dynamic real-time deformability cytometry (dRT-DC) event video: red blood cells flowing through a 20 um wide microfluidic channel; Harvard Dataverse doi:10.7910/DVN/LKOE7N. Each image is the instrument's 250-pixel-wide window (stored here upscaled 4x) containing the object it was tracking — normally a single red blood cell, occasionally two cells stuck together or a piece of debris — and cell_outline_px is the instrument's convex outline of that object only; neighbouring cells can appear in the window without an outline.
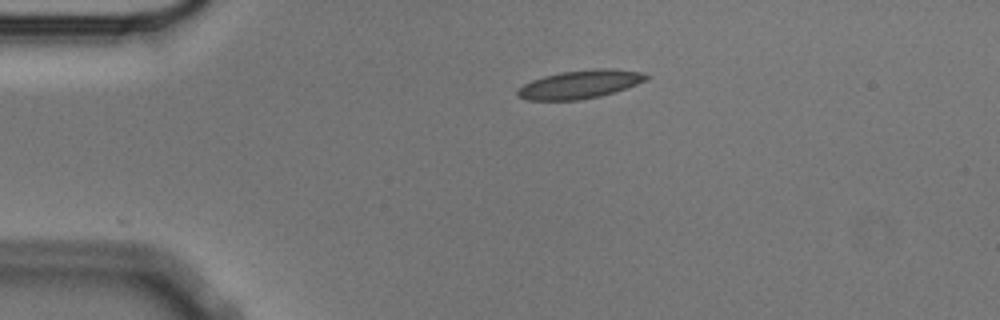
{"species": "Egyptian fruit bat (a non-hibernating species)", "species_latin": "Rousettus aegyptiacus", "temperature_condition": "cold", "stored_images_in_passage": 7, "camera_frame_rate_fps": 3000, "um_per_image_px": 0.085, "animal": {"sex": "male"}, "frame": {"image": 1, "passage_image": 1, "time_ms": 0.0, "image_size_px": [1000, 320], "cell_outline_px": [[648, 76], [644, 80], [636, 84], [600, 96], [576, 100], [528, 100], [516, 96], [516, 92], [524, 84], [532, 80], [544, 76], [560, 72], [592, 68], [608, 68], [644, 72]], "centroid_in_image_um": [49.26, 7.16], "position_along_channel_um": 35.7, "area_um2": 21.04}}